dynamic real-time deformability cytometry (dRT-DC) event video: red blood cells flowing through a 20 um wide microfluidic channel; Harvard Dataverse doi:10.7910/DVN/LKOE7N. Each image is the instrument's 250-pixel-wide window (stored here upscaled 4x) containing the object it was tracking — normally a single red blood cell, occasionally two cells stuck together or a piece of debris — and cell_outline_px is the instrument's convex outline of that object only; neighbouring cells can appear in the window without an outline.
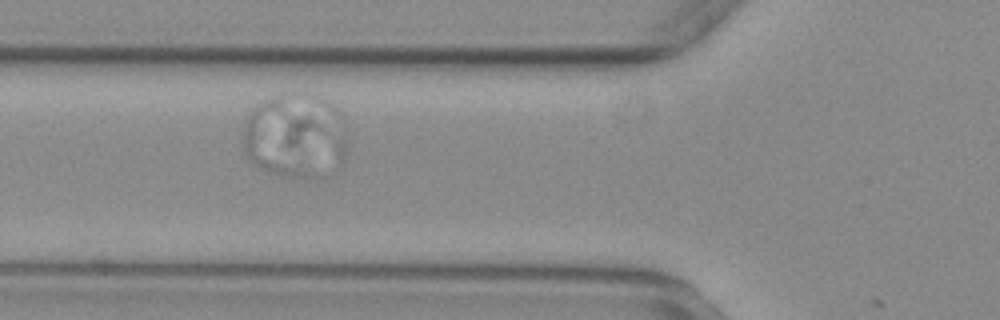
{"species": "common noctule bat (a hibernating species)", "species_latin": "Nyctalus noctula", "temperature_condition": "warm", "stored_images_in_passage": 10, "camera_frame_rate_fps": 3000, "um_per_image_px": 0.085, "animal": {"sex": "female", "body_mass_g": 29.2, "forearm_length_mm": 56.3}, "frame": {"image": 1, "passage_image": 9, "time_ms": 2.667, "image_size_px": [1000, 320], "cell_outline_px": [[344, 160], [340, 164], [284, 144], [284, 140], [288, 116], [300, 92], [308, 92], [328, 100], [336, 108], [344, 120]], "centroid_in_image_um": [26.86, 10.87], "position_along_channel_um": 98.9, "area_um2": 22.48}}